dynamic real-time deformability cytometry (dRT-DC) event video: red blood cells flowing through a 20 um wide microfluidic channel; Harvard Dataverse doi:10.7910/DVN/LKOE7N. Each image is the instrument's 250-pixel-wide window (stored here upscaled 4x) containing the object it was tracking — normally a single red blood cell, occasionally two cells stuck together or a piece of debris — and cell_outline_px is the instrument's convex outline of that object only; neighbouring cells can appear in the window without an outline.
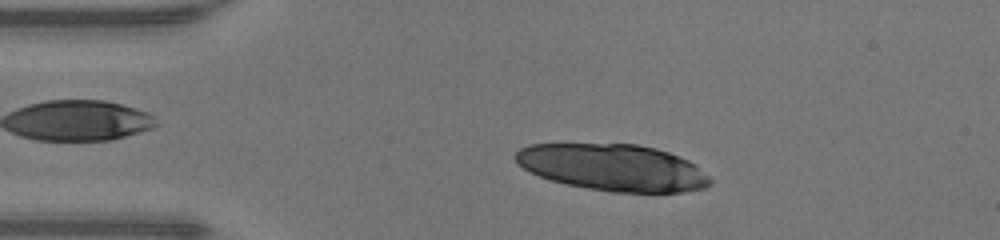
{"species": "human", "species_latin": "Homo sapiens", "temperature_condition": "warm", "stored_images_in_passage": 45, "segment_of_instrument_passage": [1, 2], "camera_frame_rate_fps": 3000, "um_per_image_px": 0.085, "donor": {"sex": "male"}, "frame": {"image": 1, "passage_image": 7, "time_ms": 2.0, "image_size_px": [1000, 240], "cell_outline_px": [[712, 184], [708, 188], [680, 192], [612, 192], [588, 188], [568, 184], [552, 180], [540, 176], [516, 164], [512, 156], [520, 148], [528, 144], [636, 144], [656, 148], [668, 152], [688, 160], [696, 164], [712, 180]], "centroid_in_image_um": [52.11, 14.23], "position_along_channel_um": 32.9, "area_um2": 53.06}}